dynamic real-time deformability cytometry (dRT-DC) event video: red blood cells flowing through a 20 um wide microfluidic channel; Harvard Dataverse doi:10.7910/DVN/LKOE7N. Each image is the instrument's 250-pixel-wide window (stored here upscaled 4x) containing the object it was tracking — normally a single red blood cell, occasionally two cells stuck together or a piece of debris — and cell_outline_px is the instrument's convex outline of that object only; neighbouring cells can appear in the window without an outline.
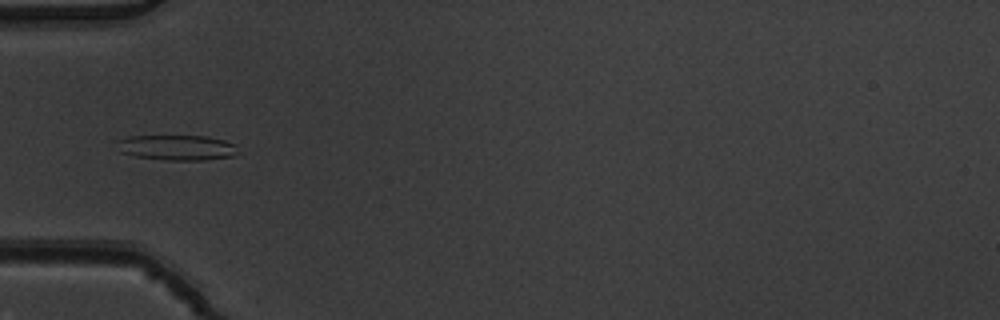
{"species": "common noctule bat (a hibernating species)", "species_latin": "Nyctalus noctula", "temperature_condition": "warm", "stored_images_in_passage": 7, "camera_frame_rate_fps": 3000, "um_per_image_px": 0.085, "animal": {"sex": "male", "body_mass_g": 19.5, "forearm_length_mm": 54.6}, "frame": {"image": 1, "passage_image": 6, "time_ms": 1.667, "image_size_px": [1000, 320], "cell_outline_px": [[236, 156], [204, 160], [164, 160], [136, 156], [120, 152], [116, 140], [128, 136], [208, 136], [224, 140], [236, 144]], "centroid_in_image_um": [15.05, 12.54], "position_along_channel_um": 70.0, "area_um2": 17.92}}